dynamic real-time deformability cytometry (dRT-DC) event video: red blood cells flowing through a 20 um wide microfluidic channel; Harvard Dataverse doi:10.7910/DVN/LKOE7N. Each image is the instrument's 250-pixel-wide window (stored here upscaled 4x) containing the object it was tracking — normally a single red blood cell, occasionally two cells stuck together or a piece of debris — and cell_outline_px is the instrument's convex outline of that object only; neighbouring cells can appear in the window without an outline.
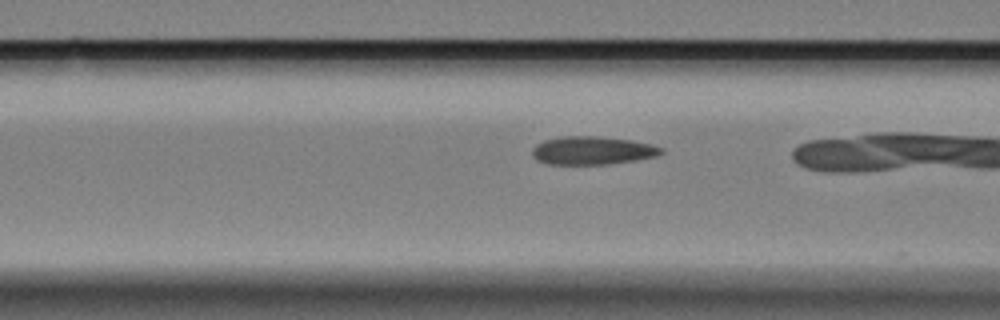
{"species": "Egyptian fruit bat (a non-hibernating species)", "species_latin": "Rousettus aegyptiacus", "temperature_condition": "cold", "stored_images_in_passage": 21, "camera_frame_rate_fps": 3000, "um_per_image_px": 0.085, "animal": {"sex": "female"}, "frame": {"image": 1, "passage_image": 18, "time_ms": 5.667, "image_size_px": [1000, 320], "cell_outline_px": [[664, 152], [656, 156], [636, 160], [608, 164], [548, 164], [536, 160], [532, 156], [532, 148], [536, 144], [544, 140], [560, 136], [596, 136], [632, 140], [652, 144], [664, 148]], "centroid_in_image_um": [50.35, 12.79], "position_along_channel_um": 116.3, "area_um2": 21.39}}